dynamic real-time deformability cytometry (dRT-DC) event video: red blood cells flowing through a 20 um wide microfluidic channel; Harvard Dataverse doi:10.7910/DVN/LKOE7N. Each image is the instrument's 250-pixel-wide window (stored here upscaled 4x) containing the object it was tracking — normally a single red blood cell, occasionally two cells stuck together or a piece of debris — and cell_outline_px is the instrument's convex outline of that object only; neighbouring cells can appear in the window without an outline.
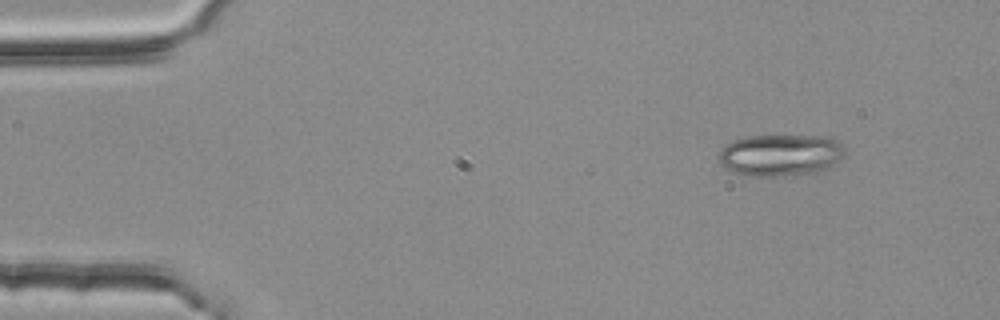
{"species": "common noctule bat (a hibernating species)", "species_latin": "Nyctalus noctula", "temperature_condition": "room temperature", "stored_images_in_passage": 2, "camera_frame_rate_fps": 3000, "um_per_image_px": 0.085, "animal": {"sex": "female", "body_mass_g": 25.1}, "frame": {"image": 1, "passage_image": 2, "time_ms": 0.333, "image_size_px": [1000, 320], "cell_outline_px": [[844, 152], [840, 160], [828, 168], [816, 172], [784, 176], [752, 176], [736, 172], [724, 168], [720, 164], [720, 148], [724, 144], [748, 136], [832, 136], [844, 148]], "centroid_in_image_um": [66.34, 13.18], "position_along_channel_um": 18.7, "area_um2": 30.69}}